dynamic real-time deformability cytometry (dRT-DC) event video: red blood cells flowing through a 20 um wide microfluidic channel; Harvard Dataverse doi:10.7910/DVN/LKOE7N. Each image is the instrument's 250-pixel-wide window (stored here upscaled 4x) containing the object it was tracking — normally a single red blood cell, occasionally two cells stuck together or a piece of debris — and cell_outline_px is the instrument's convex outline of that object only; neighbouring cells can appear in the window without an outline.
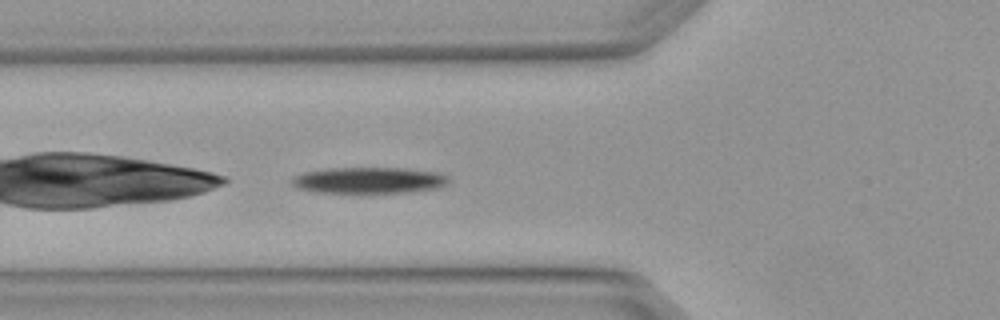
{"species": "Egyptian fruit bat (a non-hibernating species)", "species_latin": "Rousettus aegyptiacus", "temperature_condition": "warm", "stored_images_in_passage": 5, "camera_frame_rate_fps": 3000, "um_per_image_px": 0.085, "animal": {"sex": "female"}, "frame": {"image": 1, "passage_image": 5, "time_ms": 1.333, "image_size_px": [1000, 320], "cell_outline_px": [[448, 180], [444, 184], [436, 188], [404, 192], [316, 192], [296, 188], [292, 184], [292, 176], [304, 172], [324, 168], [408, 168], [436, 172], [448, 176]], "centroid_in_image_um": [31.29, 15.31], "position_along_channel_um": 94.5, "area_um2": 23.76}}